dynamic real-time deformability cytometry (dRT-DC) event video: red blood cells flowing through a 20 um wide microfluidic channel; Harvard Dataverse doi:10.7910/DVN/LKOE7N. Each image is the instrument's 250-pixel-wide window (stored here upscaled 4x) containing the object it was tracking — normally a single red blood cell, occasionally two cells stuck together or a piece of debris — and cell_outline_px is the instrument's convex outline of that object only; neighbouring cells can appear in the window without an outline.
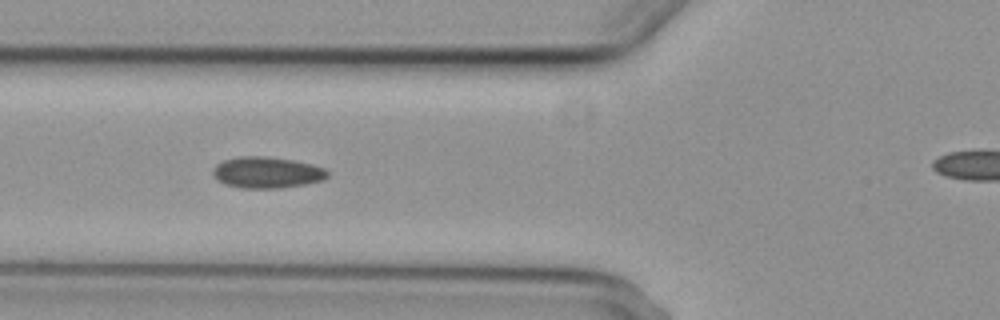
{"species": "common noctule bat (a hibernating species)", "species_latin": "Nyctalus noctula", "temperature_condition": "cold", "stored_images_in_passage": 6, "camera_frame_rate_fps": 3000, "um_per_image_px": 0.085, "animal": {"sex": "female", "body_mass_g": 29.2, "forearm_length_mm": 56.3}, "frame": {"image": 1, "passage_image": 4, "time_ms": 4.333, "image_size_px": [1000, 320], "cell_outline_px": [[328, 176], [324, 180], [304, 184], [280, 188], [240, 188], [224, 184], [216, 180], [212, 172], [212, 168], [216, 164], [224, 160], [240, 156], [264, 156], [292, 160], [312, 164], [324, 168], [328, 172]], "centroid_in_image_um": [22.65, 14.66], "position_along_channel_um": 103.1, "area_um2": 20.98}}